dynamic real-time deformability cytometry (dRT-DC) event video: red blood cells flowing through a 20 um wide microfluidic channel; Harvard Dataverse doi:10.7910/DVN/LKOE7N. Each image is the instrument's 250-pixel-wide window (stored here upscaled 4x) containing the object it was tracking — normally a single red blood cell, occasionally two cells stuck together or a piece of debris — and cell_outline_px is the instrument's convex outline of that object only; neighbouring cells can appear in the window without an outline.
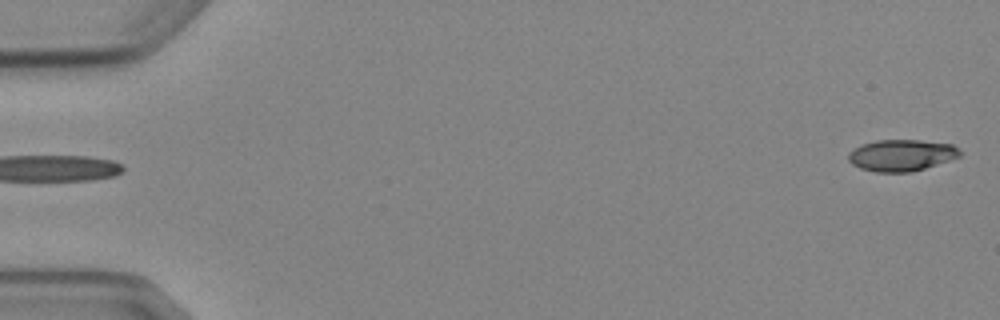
{"species": "Egyptian fruit bat (a non-hibernating species)", "species_latin": "Rousettus aegyptiacus", "temperature_condition": "cold", "stored_images_in_passage": 5, "segment_of_instrument_passage": [2, 2], "camera_frame_rate_fps": 3000, "um_per_image_px": 0.085, "animal": {"sex": "female"}, "frame": {"image": 1, "passage_image": 5, "time_ms": 4.667, "image_size_px": [1000, 320], "cell_outline_px": [[960, 156], [912, 172], [876, 172], [860, 168], [852, 164], [848, 160], [848, 152], [852, 148], [860, 144], [876, 140], [920, 140], [952, 144], [960, 148]], "centroid_in_image_um": [76.58, 13.18], "position_along_channel_um": 8.4, "area_um2": 20.58}}